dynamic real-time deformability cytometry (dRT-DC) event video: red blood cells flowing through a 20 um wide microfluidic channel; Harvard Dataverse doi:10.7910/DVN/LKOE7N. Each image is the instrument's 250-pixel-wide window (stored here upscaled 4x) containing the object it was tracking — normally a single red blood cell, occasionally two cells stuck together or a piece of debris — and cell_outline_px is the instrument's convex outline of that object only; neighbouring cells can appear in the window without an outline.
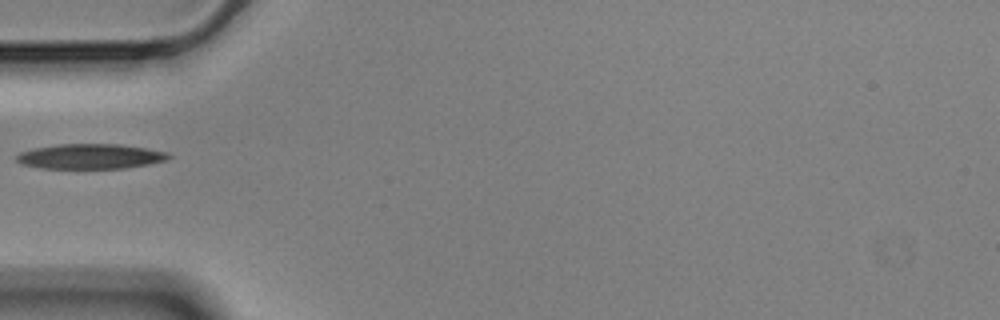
{"species": "Egyptian fruit bat (a non-hibernating species)", "species_latin": "Rousettus aegyptiacus", "temperature_condition": "cold", "stored_images_in_passage": 39, "camera_frame_rate_fps": 3000, "um_per_image_px": 0.085, "animal": {"sex": "male"}, "frame": {"image": 1, "passage_image": 1, "time_ms": 0.0, "image_size_px": [1000, 320], "cell_outline_px": [[172, 156], [164, 160], [148, 164], [124, 168], [40, 168], [20, 164], [16, 160], [16, 156], [20, 152], [32, 148], [60, 144], [120, 144], [168, 152]], "centroid_in_image_um": [7.63, 13.29], "position_along_channel_um": 77.4, "area_um2": 22.08}}
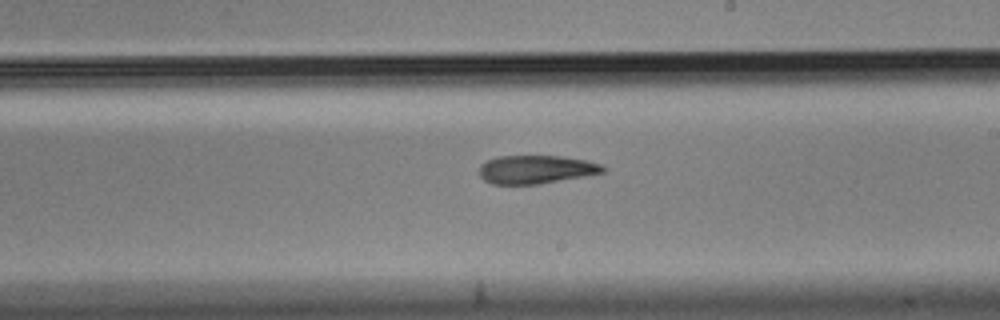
{"frame": {"image": 2, "passage_image": 15, "time_ms": 4.667, "image_size_px": [1000, 320], "cell_outline_px": [[608, 168], [604, 172], [584, 176], [540, 184], [492, 184], [484, 180], [480, 176], [480, 164], [496, 156], [560, 156], [584, 160], [604, 164]], "centroid_in_image_um": [45.58, 14.4], "position_along_channel_um": 243.4, "area_um2": 20.52}}
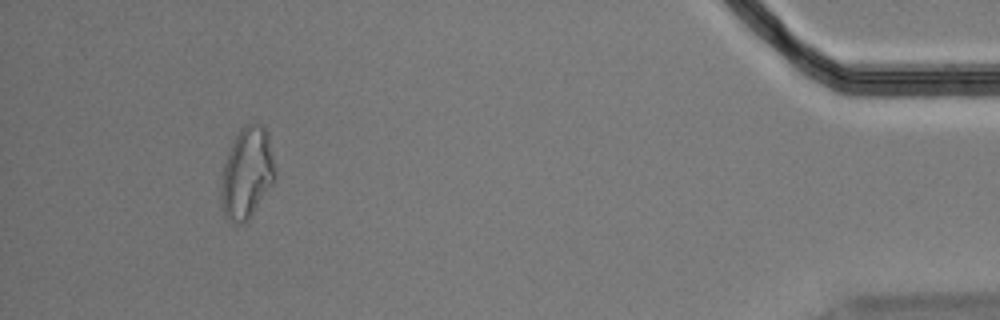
{"frame": {"image": 3, "passage_image": 35, "time_ms": 11.333, "image_size_px": [1000, 320], "cell_outline_px": [[276, 180], [252, 216], [244, 224], [232, 224], [224, 216], [220, 200], [220, 184], [224, 164], [228, 152], [240, 128], [244, 124], [260, 124], [268, 132], [276, 172]], "centroid_in_image_um": [20.99, 14.77], "position_along_channel_um": 414.2, "area_um2": 29.3}}